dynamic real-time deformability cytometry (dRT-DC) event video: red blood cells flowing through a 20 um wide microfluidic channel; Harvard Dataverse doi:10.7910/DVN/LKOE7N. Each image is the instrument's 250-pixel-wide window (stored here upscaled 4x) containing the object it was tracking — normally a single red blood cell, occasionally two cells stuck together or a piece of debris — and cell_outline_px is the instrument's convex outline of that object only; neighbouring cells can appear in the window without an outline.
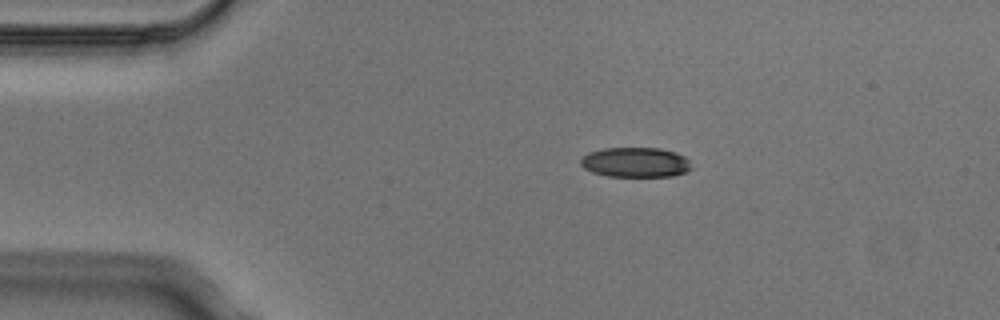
{"species": "Egyptian fruit bat (a non-hibernating species)", "species_latin": "Rousettus aegyptiacus", "temperature_condition": "cold", "stored_images_in_passage": 4, "camera_frame_rate_fps": 3000, "um_per_image_px": 0.085, "animal": {"sex": "male"}, "frame": {"image": 1, "passage_image": 1, "time_ms": 0.0, "image_size_px": [1000, 320], "cell_outline_px": [[692, 168], [688, 172], [672, 176], [608, 176], [592, 172], [584, 168], [580, 164], [580, 160], [588, 152], [604, 148], [660, 148], [676, 152], [684, 156], [688, 160]], "centroid_in_image_um": [54.03, 13.79], "position_along_channel_um": 31.0, "area_um2": 19.36}}
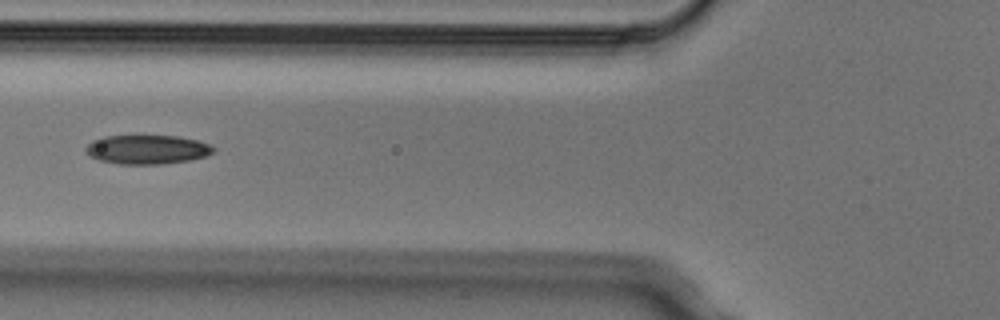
{"frame": {"image": 2, "passage_image": 4, "time_ms": 1.0, "image_size_px": [1000, 320], "cell_outline_px": [[216, 152], [204, 156], [188, 160], [160, 164], [120, 164], [100, 160], [92, 156], [84, 148], [92, 140], [104, 136], [176, 136], [196, 140], [208, 144], [216, 148]], "centroid_in_image_um": [12.52, 12.7], "position_along_channel_um": 113.3, "area_um2": 21.39}}